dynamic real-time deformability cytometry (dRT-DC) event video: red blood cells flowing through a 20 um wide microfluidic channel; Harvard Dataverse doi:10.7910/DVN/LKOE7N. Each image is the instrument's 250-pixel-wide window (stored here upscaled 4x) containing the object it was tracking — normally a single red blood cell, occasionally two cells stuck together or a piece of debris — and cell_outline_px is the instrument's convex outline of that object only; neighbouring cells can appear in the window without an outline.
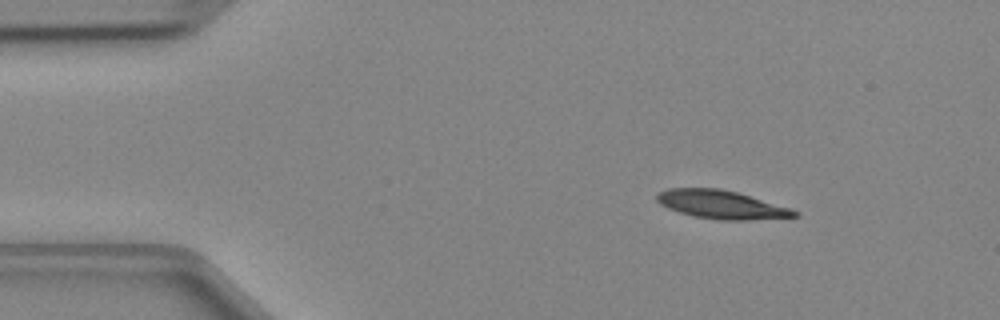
{"species": "Egyptian fruit bat (a non-hibernating species)", "species_latin": "Rousettus aegyptiacus", "temperature_condition": "cold", "stored_images_in_passage": 47, "camera_frame_rate_fps": 3000, "um_per_image_px": 0.085, "animal": {"sex": "female"}, "frame": {"image": 1, "passage_image": 6, "time_ms": 1.667, "image_size_px": [1000, 320], "cell_outline_px": [[800, 216], [748, 220], [720, 220], [692, 216], [668, 208], [660, 204], [656, 200], [656, 196], [660, 192], [668, 188], [720, 188], [736, 192], [792, 208], [800, 212]], "centroid_in_image_um": [61.34, 17.39], "position_along_channel_um": 23.7, "area_um2": 22.77}}
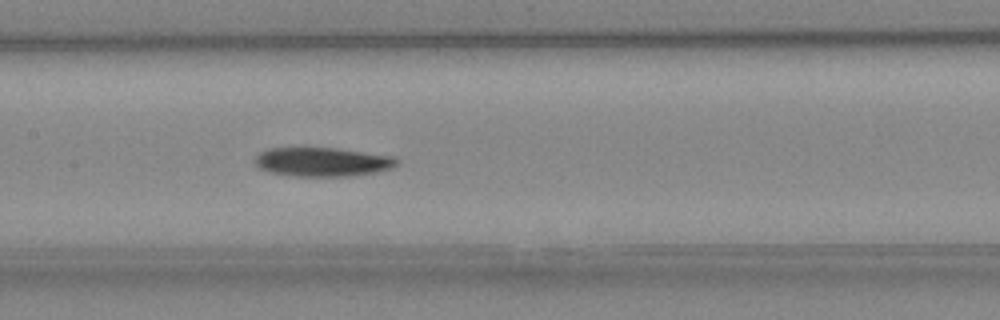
{"frame": {"image": 2, "passage_image": 22, "time_ms": 7.0, "image_size_px": [1000, 320], "cell_outline_px": [[400, 160], [392, 168], [376, 172], [352, 176], [296, 176], [268, 172], [260, 168], [256, 164], [256, 156], [260, 152], [268, 148], [336, 148], [396, 156]], "centroid_in_image_um": [27.45, 13.76], "position_along_channel_um": 179.9, "area_um2": 24.04}}
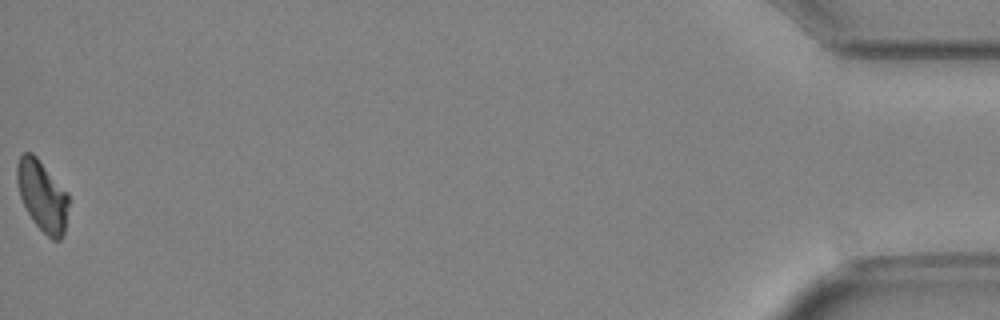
{"frame": {"image": 3, "passage_image": 47, "time_ms": 15.333, "image_size_px": [1000, 320], "cell_outline_px": [[68, 204], [64, 236], [60, 240], [52, 240], [32, 220], [20, 196], [16, 180], [16, 164], [20, 156], [24, 152], [32, 152], [36, 156], [68, 192]], "centroid_in_image_um": [3.6, 16.63], "position_along_channel_um": 431.6, "area_um2": 21.27}}